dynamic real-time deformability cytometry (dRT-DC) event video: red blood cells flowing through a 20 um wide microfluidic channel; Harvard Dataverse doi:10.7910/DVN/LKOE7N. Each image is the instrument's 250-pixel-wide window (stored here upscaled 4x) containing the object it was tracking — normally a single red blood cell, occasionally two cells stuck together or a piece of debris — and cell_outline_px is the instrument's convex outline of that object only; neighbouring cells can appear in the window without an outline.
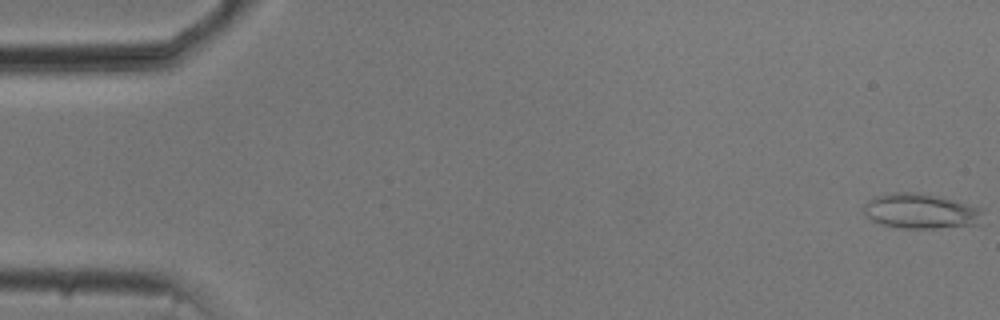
{"species": "common noctule bat (a hibernating species)", "species_latin": "Nyctalus noctula", "temperature_condition": "cold", "stored_images_in_passage": 47, "camera_frame_rate_fps": 3000, "um_per_image_px": 0.085, "animal": {"sex": "male", "body_mass_g": 20.5, "forearm_length_mm": 52.5}, "frame": {"image": 1, "passage_image": 1, "time_ms": 0.0, "image_size_px": [1000, 320], "cell_outline_px": [[984, 224], [936, 228], [900, 228], [880, 224], [872, 220], [864, 212], [864, 204], [872, 196], [892, 192], [916, 192], [936, 196], [984, 208]], "centroid_in_image_um": [78.31, 17.95], "position_along_channel_um": 6.7, "area_um2": 24.68}}
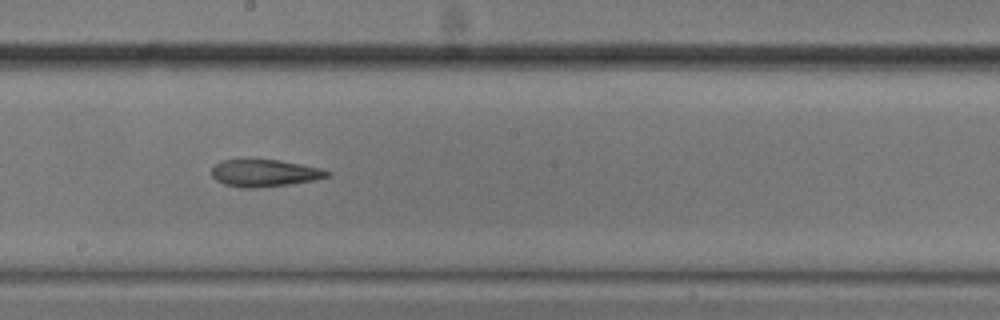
{"frame": {"image": 2, "passage_image": 30, "time_ms": 9.667, "image_size_px": [1000, 320], "cell_outline_px": [[332, 176], [316, 180], [288, 184], [256, 188], [240, 188], [224, 184], [216, 180], [212, 176], [212, 168], [220, 160], [280, 160], [320, 168], [332, 172]], "centroid_in_image_um": [22.51, 14.72], "position_along_channel_um": 225.7, "area_um2": 18.32}}
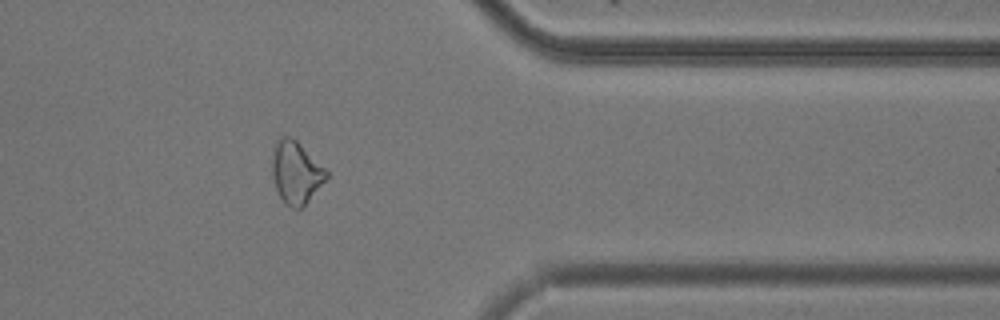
{"frame": {"image": 3, "passage_image": 44, "time_ms": 14.333, "image_size_px": [1000, 320], "cell_outline_px": [[328, 176], [308, 200], [296, 212], [284, 204], [276, 188], [272, 176], [272, 156], [276, 140], [280, 136], [292, 136], [328, 172]], "centroid_in_image_um": [25.11, 14.66], "position_along_channel_um": 386.3, "area_um2": 19.54}, "authors_computed_cell_mechanics": {"area_um2": 19.5364, "velocity_mm_per_s": 3.7537, "shape_relaxation_time_tau1_ms": 11.2107, "shape_relaxation_time_tau2_ms": 4.3509, "deformation_change_tau1": 0.2258, "deformation_change_tau2": 0.1471}}